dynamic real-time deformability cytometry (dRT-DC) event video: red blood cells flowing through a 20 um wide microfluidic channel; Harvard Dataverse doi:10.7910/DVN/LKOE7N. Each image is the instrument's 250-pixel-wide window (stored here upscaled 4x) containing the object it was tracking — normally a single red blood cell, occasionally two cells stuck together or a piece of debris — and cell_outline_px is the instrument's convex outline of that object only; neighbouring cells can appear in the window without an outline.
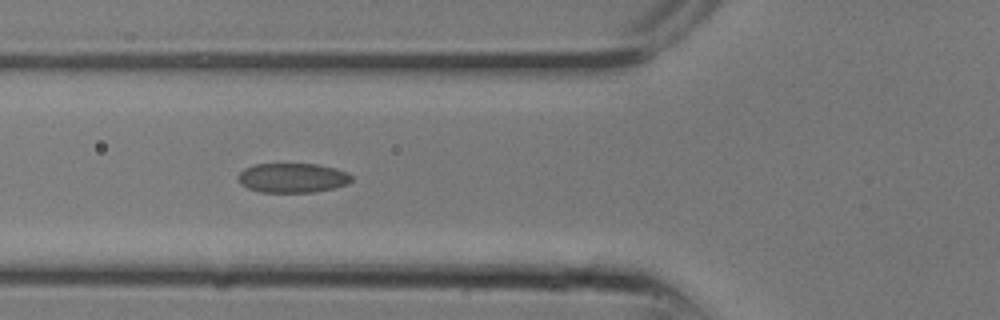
{"species": "common noctule bat (a hibernating species)", "species_latin": "Nyctalus noctula", "temperature_condition": "room temperature", "stored_images_in_passage": 19, "segment_of_instrument_passage": [1, 2], "camera_frame_rate_fps": 3000, "um_per_image_px": 0.085, "animal": {"sex": "male", "body_mass_g": 13.3}, "frame": {"image": 1, "passage_image": 2, "time_ms": 0.333, "image_size_px": [1000, 320], "cell_outline_px": [[352, 180], [348, 184], [332, 188], [312, 192], [260, 192], [248, 188], [240, 184], [236, 180], [236, 176], [244, 168], [256, 164], [316, 164], [336, 168], [348, 172], [352, 176]], "centroid_in_image_um": [24.84, 15.11], "position_along_channel_um": 101.0, "area_um2": 19.65}}
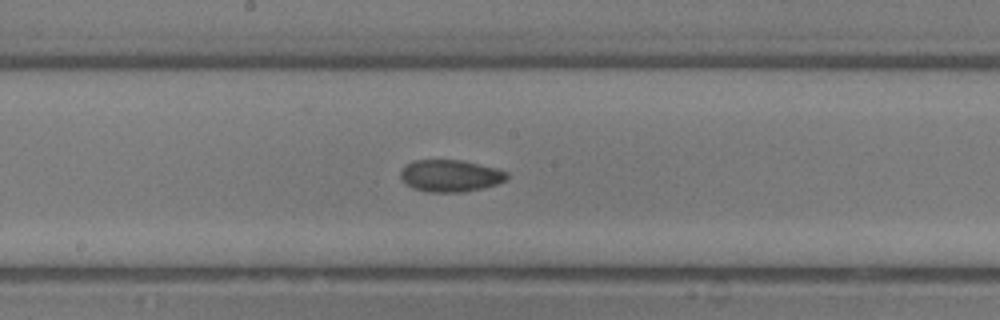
{"frame": {"image": 2, "passage_image": 6, "time_ms": 1.667, "image_size_px": [1000, 320], "cell_outline_px": [[508, 176], [504, 180], [496, 184], [484, 188], [464, 192], [428, 192], [412, 188], [400, 176], [400, 168], [412, 160], [460, 160], [496, 168], [508, 172]], "centroid_in_image_um": [38.25, 14.94], "position_along_channel_um": 209.9, "area_um2": 19.83}}
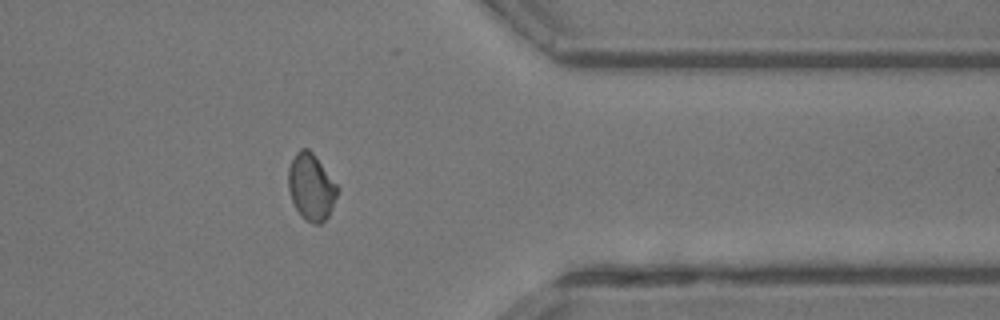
{"frame": {"image": 3, "passage_image": 13, "time_ms": 4.0, "image_size_px": [1000, 320], "cell_outline_px": [[340, 188], [328, 216], [320, 224], [312, 224], [304, 220], [300, 216], [292, 200], [288, 188], [288, 168], [296, 152], [300, 148], [308, 148], [312, 152]], "centroid_in_image_um": [26.44, 15.9], "position_along_channel_um": 385.0, "area_um2": 19.07}}